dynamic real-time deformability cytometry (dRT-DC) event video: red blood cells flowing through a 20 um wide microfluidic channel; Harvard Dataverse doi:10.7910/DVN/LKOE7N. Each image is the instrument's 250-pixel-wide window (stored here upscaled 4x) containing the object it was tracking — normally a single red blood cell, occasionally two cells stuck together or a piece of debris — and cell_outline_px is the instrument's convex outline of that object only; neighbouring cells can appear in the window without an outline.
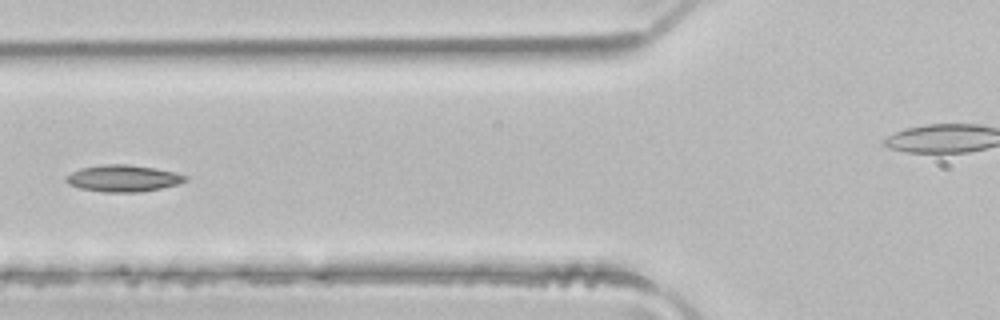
{"species": "common noctule bat (a hibernating species)", "species_latin": "Nyctalus noctula", "temperature_condition": "room temperature", "stored_images_in_passage": 4, "segment_of_instrument_passage": [1, 2], "camera_frame_rate_fps": 3000, "um_per_image_px": 0.085, "animal": {"sex": "male", "body_mass_g": 21.5, "forearm_length_mm": 52.0}, "frame": {"image": 1, "passage_image": 3, "time_ms": 0.667, "image_size_px": [1000, 320], "cell_outline_px": [[188, 180], [176, 184], [144, 192], [104, 192], [80, 188], [68, 184], [64, 180], [72, 172], [80, 168], [100, 164], [128, 164], [176, 172], [188, 176]], "centroid_in_image_um": [10.46, 15.15], "position_along_channel_um": 115.3, "area_um2": 18.55}}